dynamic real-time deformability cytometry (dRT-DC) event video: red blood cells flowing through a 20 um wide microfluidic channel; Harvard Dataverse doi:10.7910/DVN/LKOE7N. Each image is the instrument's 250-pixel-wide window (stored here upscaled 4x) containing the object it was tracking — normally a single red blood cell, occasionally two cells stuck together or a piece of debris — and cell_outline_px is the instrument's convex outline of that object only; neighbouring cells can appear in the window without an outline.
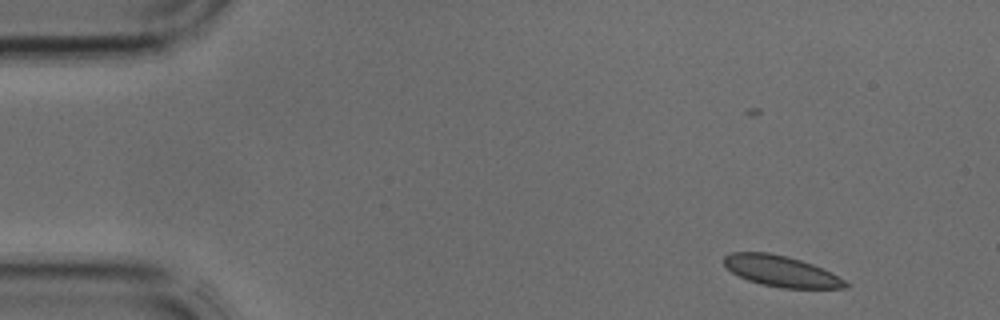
{"species": "common noctule bat (a hibernating species)", "species_latin": "Nyctalus noctula", "temperature_condition": "cold", "stored_images_in_passage": 4, "camera_frame_rate_fps": 3000, "um_per_image_px": 0.085, "animal": {"sex": "male", "body_mass_g": 17.9, "forearm_length_mm": 54.2}, "frame": {"image": 1, "passage_image": 1, "time_ms": 0.0, "image_size_px": [1000, 320], "cell_outline_px": [[848, 288], [780, 288], [760, 284], [748, 280], [732, 272], [724, 264], [724, 256], [732, 252], [768, 252], [788, 256], [812, 264], [844, 280], [848, 284]], "centroid_in_image_um": [66.36, 23.05], "position_along_channel_um": 18.6, "area_um2": 21.62}}
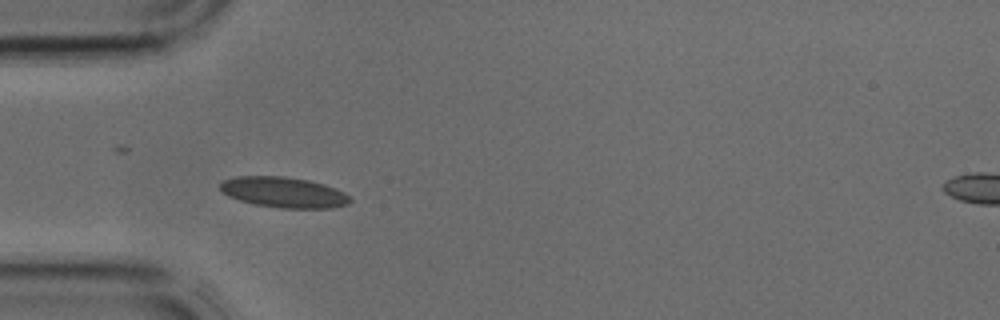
{"frame": {"image": 2, "passage_image": 3, "time_ms": 0.667, "image_size_px": [1000, 320], "cell_outline_px": [[352, 200], [348, 204], [332, 208], [280, 208], [256, 204], [240, 200], [228, 196], [220, 188], [220, 184], [224, 180], [236, 176], [284, 176], [308, 180], [324, 184], [336, 188], [344, 192]], "centroid_in_image_um": [24.14, 16.34], "position_along_channel_um": 60.9, "area_um2": 23.06}}